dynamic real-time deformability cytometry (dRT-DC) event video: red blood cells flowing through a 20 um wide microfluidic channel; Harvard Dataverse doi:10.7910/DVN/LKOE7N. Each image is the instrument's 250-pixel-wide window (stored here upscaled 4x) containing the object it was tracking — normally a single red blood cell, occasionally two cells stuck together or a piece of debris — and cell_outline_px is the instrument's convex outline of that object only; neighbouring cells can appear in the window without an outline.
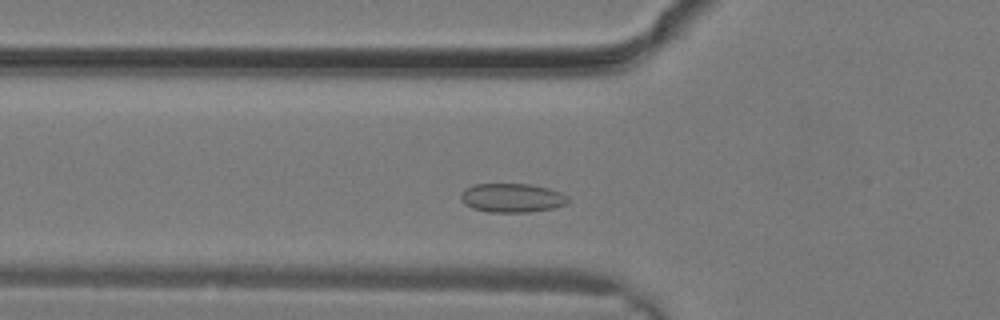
{"species": "common noctule bat (a hibernating species)", "species_latin": "Nyctalus noctula", "temperature_condition": "warm", "stored_images_in_passage": 24, "camera_frame_rate_fps": 3000, "um_per_image_px": 0.085, "animal": {"sex": "male", "body_mass_g": 19.2, "forearm_length_mm": 51.8}, "frame": {"image": 1, "passage_image": 5, "time_ms": 1.333, "image_size_px": [1000, 320], "cell_outline_px": [[568, 204], [556, 208], [528, 212], [488, 212], [472, 208], [464, 204], [460, 200], [460, 192], [464, 188], [476, 184], [528, 184], [548, 188], [560, 192], [568, 196]], "centroid_in_image_um": [43.5, 16.82], "position_along_channel_um": 82.3, "area_um2": 18.32}}
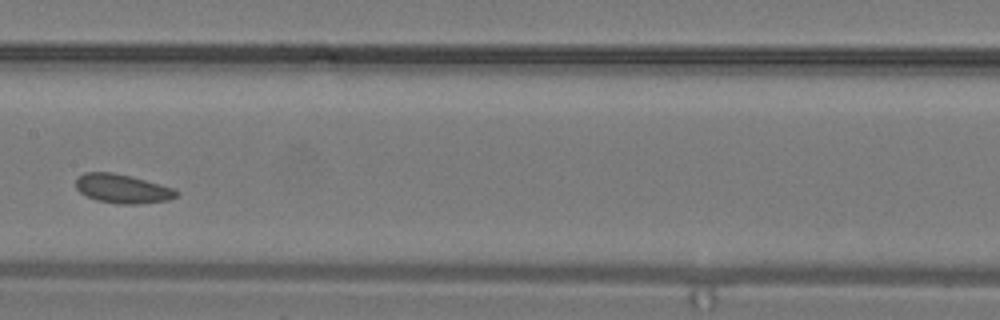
{"frame": {"image": 2, "passage_image": 10, "time_ms": 3.0, "image_size_px": [1000, 320], "cell_outline_px": [[180, 192], [176, 196], [168, 200], [136, 204], [120, 204], [96, 200], [80, 192], [76, 188], [76, 180], [84, 172], [112, 172], [176, 188]], "centroid_in_image_um": [10.43, 16.04], "position_along_channel_um": 197.0, "area_um2": 16.82}}
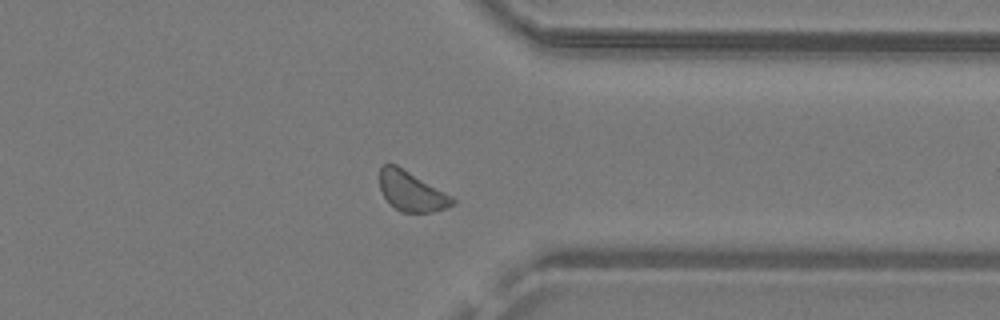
{"frame": {"image": 3, "passage_image": 18, "time_ms": 5.667, "image_size_px": [1000, 320], "cell_outline_px": [[456, 200], [452, 204], [444, 208], [432, 212], [400, 212], [384, 196], [380, 188], [380, 168], [384, 164], [396, 164], [452, 196]], "centroid_in_image_um": [34.96, 16.25], "position_along_channel_um": 376.4, "area_um2": 16.53}}